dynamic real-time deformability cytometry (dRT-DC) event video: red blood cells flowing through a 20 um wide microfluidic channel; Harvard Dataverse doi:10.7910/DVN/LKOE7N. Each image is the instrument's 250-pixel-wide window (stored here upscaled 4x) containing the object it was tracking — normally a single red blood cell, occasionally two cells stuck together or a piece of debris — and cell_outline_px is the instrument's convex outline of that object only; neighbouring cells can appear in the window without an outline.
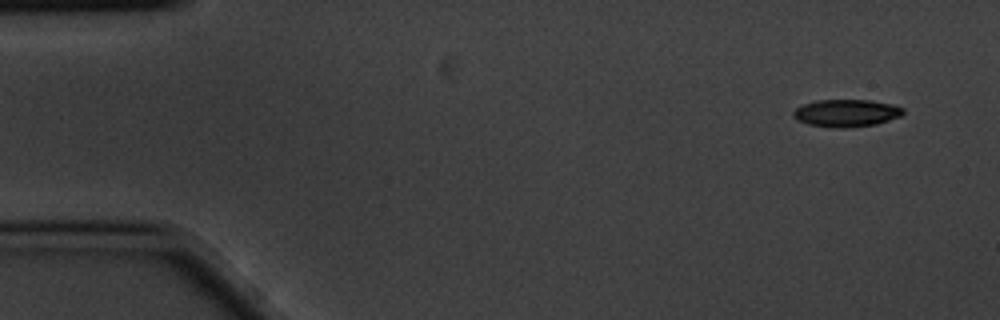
{"species": "common noctule bat (a hibernating species)", "species_latin": "Nyctalus noctula", "temperature_condition": "cold", "stored_images_in_passage": 5, "camera_frame_rate_fps": 3000, "um_per_image_px": 0.085, "animal": {"sex": "male", "body_mass_g": 20.1, "forearm_length_mm": 53.5}, "frame": {"image": 1, "passage_image": 1, "time_ms": 0.0, "image_size_px": [1000, 320], "cell_outline_px": [[904, 112], [900, 116], [876, 124], [844, 128], [836, 128], [808, 124], [796, 120], [792, 116], [792, 112], [796, 108], [804, 104], [816, 100], [872, 100], [892, 104], [904, 108]], "centroid_in_image_um": [71.92, 9.61], "position_along_channel_um": 13.1, "area_um2": 17.57}}
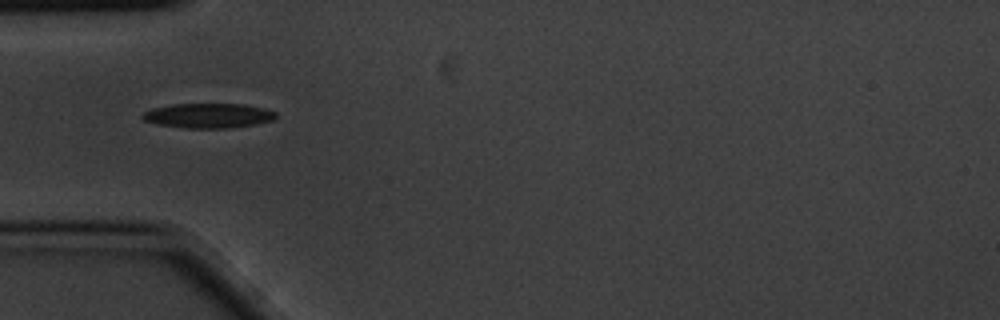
{"frame": {"image": 2, "passage_image": 5, "time_ms": 1.333, "image_size_px": [1000, 320], "cell_outline_px": [[276, 116], [272, 120], [256, 124], [228, 128], [188, 128], [156, 124], [144, 120], [140, 116], [144, 112], [152, 108], [172, 104], [244, 104], [264, 108], [276, 112]], "centroid_in_image_um": [17.69, 9.82], "position_along_channel_um": 67.3, "area_um2": 19.19}}